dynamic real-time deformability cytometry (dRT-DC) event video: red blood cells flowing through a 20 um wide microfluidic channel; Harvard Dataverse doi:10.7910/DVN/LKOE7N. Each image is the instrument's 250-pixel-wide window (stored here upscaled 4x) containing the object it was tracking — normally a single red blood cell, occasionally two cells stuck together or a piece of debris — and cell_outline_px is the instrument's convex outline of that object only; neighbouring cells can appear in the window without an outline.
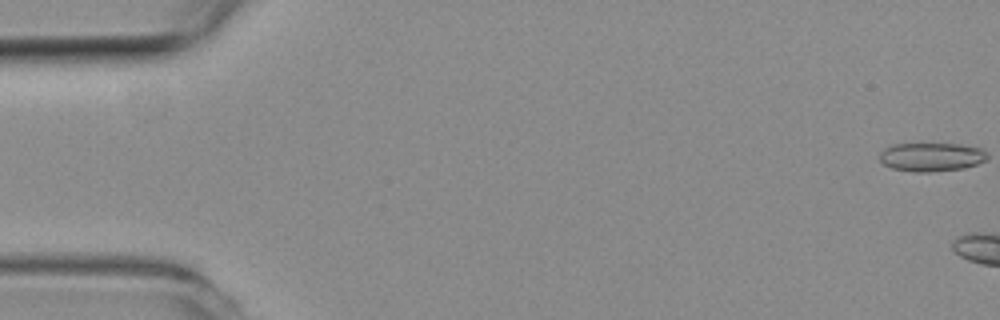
{"species": "common noctule bat (a hibernating species)", "species_latin": "Nyctalus noctula", "temperature_condition": "room temperature", "stored_images_in_passage": 5, "camera_frame_rate_fps": 3000, "um_per_image_px": 0.085, "animal": {"sex": "female", "body_mass_g": 19.3, "forearm_length_mm": 54.1}, "frame": {"image": 1, "passage_image": 1, "time_ms": 0.0, "image_size_px": [1000, 320], "cell_outline_px": [[984, 156], [976, 164], [960, 168], [896, 168], [884, 164], [884, 160], [892, 148], [900, 144], [948, 144], [976, 148]], "centroid_in_image_um": [79.25, 13.29], "position_along_channel_um": 5.8, "area_um2": 14.91}}